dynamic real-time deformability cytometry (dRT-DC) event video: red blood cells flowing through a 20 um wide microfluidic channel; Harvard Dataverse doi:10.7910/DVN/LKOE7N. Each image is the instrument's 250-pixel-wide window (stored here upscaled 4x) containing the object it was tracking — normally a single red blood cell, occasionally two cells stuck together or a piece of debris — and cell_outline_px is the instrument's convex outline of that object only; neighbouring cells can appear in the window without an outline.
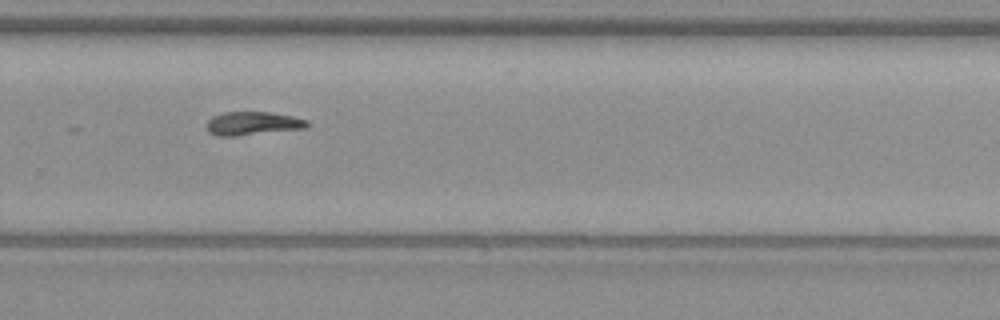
{"species": "common noctule bat (a hibernating species)", "species_latin": "Nyctalus noctula", "temperature_condition": "warm", "stored_images_in_passage": 34, "camera_frame_rate_fps": 3000, "um_per_image_px": 0.085, "animal": {"sex": "female", "body_mass_g": 19.3, "forearm_length_mm": 54.1}, "frame": {"image": 1, "passage_image": 20, "time_ms": 6.333, "image_size_px": [1000, 320], "cell_outline_px": [[308, 124], [304, 128], [236, 136], [220, 136], [208, 132], [208, 120], [212, 116], [224, 112], [272, 112], [292, 116], [308, 120]], "centroid_in_image_um": [21.47, 10.48], "position_along_channel_um": 308.3, "area_um2": 13.58}}